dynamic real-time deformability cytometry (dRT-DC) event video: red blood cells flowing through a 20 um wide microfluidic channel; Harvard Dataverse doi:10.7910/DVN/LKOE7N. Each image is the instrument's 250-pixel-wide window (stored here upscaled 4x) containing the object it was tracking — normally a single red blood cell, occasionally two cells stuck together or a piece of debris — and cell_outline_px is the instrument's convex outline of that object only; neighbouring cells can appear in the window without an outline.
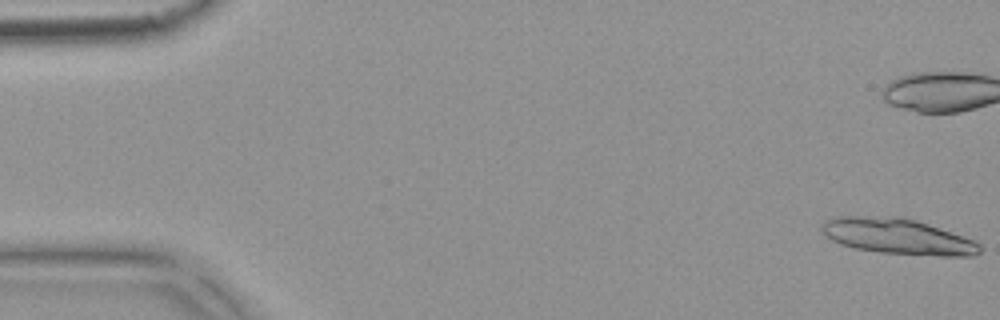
{"species": "common noctule bat (a hibernating species)", "species_latin": "Nyctalus noctula", "temperature_condition": "warm", "stored_images_in_passage": 16, "camera_frame_rate_fps": 3000, "um_per_image_px": 0.085, "animal": {"sex": "female", "body_mass_g": 18.4}, "frame": {"image": 1, "passage_image": 1, "time_ms": 0.0, "image_size_px": [1000, 320], "cell_outline_px": [[984, 248], [980, 252], [972, 256], [936, 256], [880, 252], [856, 248], [840, 244], [824, 236], [820, 232], [820, 224], [824, 220], [836, 216], [904, 216], [976, 240]], "centroid_in_image_um": [76.29, 20.08], "position_along_channel_um": 8.7, "area_um2": 33.41}}